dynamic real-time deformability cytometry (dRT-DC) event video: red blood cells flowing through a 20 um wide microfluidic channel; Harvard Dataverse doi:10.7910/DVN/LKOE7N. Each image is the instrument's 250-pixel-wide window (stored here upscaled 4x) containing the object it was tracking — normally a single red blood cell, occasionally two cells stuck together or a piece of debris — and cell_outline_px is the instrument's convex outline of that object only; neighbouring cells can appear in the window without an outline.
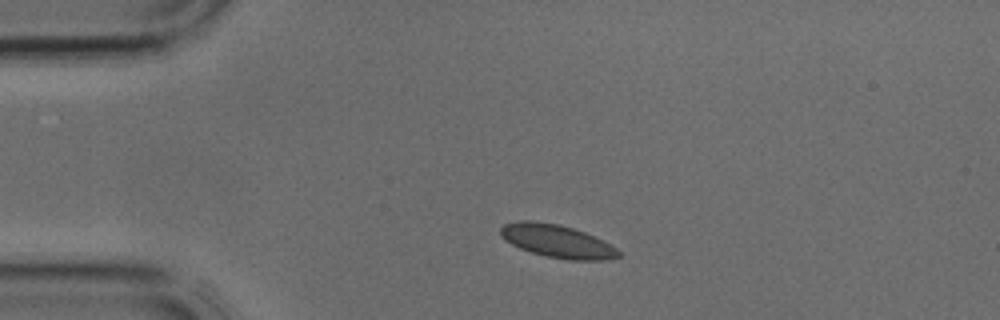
{"species": "common noctule bat (a hibernating species)", "species_latin": "Nyctalus noctula", "temperature_condition": "cold", "stored_images_in_passage": 2, "camera_frame_rate_fps": 3000, "um_per_image_px": 0.085, "animal": {"sex": "male", "body_mass_g": 17.9, "forearm_length_mm": 54.2}, "frame": {"image": 1, "passage_image": 1, "time_ms": 0.0, "image_size_px": [1000, 320], "cell_outline_px": [[620, 256], [612, 260], [568, 260], [548, 256], [532, 252], [520, 248], [504, 240], [500, 236], [500, 228], [504, 224], [524, 220], [528, 220], [560, 224], [584, 232], [616, 248], [620, 252]], "centroid_in_image_um": [47.34, 20.5], "position_along_channel_um": 37.7, "area_um2": 22.43}}
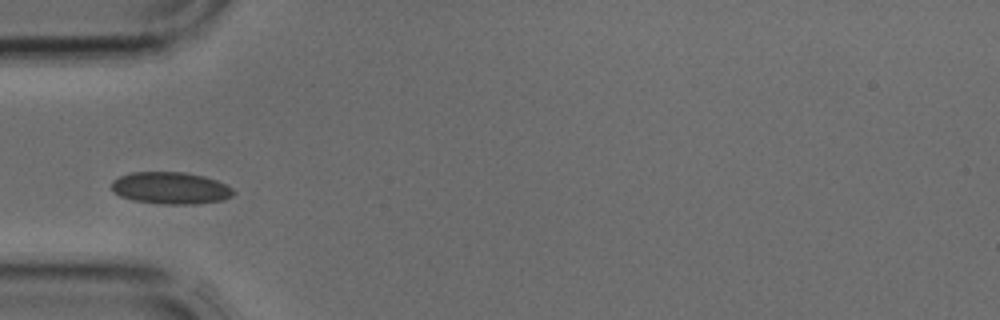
{"frame": {"image": 2, "passage_image": 2, "time_ms": 0.333, "image_size_px": [1000, 320], "cell_outline_px": [[236, 192], [232, 196], [224, 200], [196, 204], [164, 204], [132, 200], [120, 196], [112, 192], [112, 180], [120, 176], [132, 172], [184, 172], [204, 176], [216, 180], [232, 188]], "centroid_in_image_um": [14.5, 15.99], "position_along_channel_um": 70.5, "area_um2": 22.83}}